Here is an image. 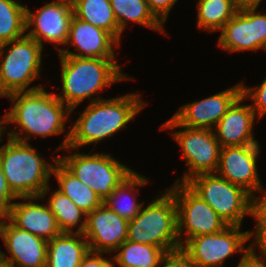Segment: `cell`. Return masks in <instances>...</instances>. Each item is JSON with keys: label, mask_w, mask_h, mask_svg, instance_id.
Segmentation results:
<instances>
[{"label": "cell", "mask_w": 266, "mask_h": 267, "mask_svg": "<svg viewBox=\"0 0 266 267\" xmlns=\"http://www.w3.org/2000/svg\"><path fill=\"white\" fill-rule=\"evenodd\" d=\"M139 96L128 93L107 100L92 98L58 149L75 150L83 145L97 144L126 128L125 125L146 106Z\"/></svg>", "instance_id": "cell-1"}, {"label": "cell", "mask_w": 266, "mask_h": 267, "mask_svg": "<svg viewBox=\"0 0 266 267\" xmlns=\"http://www.w3.org/2000/svg\"><path fill=\"white\" fill-rule=\"evenodd\" d=\"M6 97L13 102L6 114V122L16 123L20 131H11L8 138L29 143L31 135L47 137L65 131V122L71 110L64 107L66 105L56 94L47 93L42 87L34 91L15 92ZM23 131L25 137H22Z\"/></svg>", "instance_id": "cell-2"}, {"label": "cell", "mask_w": 266, "mask_h": 267, "mask_svg": "<svg viewBox=\"0 0 266 267\" xmlns=\"http://www.w3.org/2000/svg\"><path fill=\"white\" fill-rule=\"evenodd\" d=\"M60 59L63 94L57 97L71 112L87 97L127 79L115 59L72 56H60Z\"/></svg>", "instance_id": "cell-3"}, {"label": "cell", "mask_w": 266, "mask_h": 267, "mask_svg": "<svg viewBox=\"0 0 266 267\" xmlns=\"http://www.w3.org/2000/svg\"><path fill=\"white\" fill-rule=\"evenodd\" d=\"M30 144L8 138L0 147V163L7 185L16 197L45 198L53 164L44 162Z\"/></svg>", "instance_id": "cell-4"}, {"label": "cell", "mask_w": 266, "mask_h": 267, "mask_svg": "<svg viewBox=\"0 0 266 267\" xmlns=\"http://www.w3.org/2000/svg\"><path fill=\"white\" fill-rule=\"evenodd\" d=\"M127 240L150 244L165 252L181 248L177 205L169 190L147 207H141L140 212L129 221Z\"/></svg>", "instance_id": "cell-5"}, {"label": "cell", "mask_w": 266, "mask_h": 267, "mask_svg": "<svg viewBox=\"0 0 266 267\" xmlns=\"http://www.w3.org/2000/svg\"><path fill=\"white\" fill-rule=\"evenodd\" d=\"M8 45L10 47L6 48ZM43 48L27 35L0 45V58L4 55L0 62V97L42 88L33 86L26 89L40 76Z\"/></svg>", "instance_id": "cell-6"}, {"label": "cell", "mask_w": 266, "mask_h": 267, "mask_svg": "<svg viewBox=\"0 0 266 267\" xmlns=\"http://www.w3.org/2000/svg\"><path fill=\"white\" fill-rule=\"evenodd\" d=\"M186 184L228 225L241 226L243 217L251 215L252 194L218 174H198Z\"/></svg>", "instance_id": "cell-7"}, {"label": "cell", "mask_w": 266, "mask_h": 267, "mask_svg": "<svg viewBox=\"0 0 266 267\" xmlns=\"http://www.w3.org/2000/svg\"><path fill=\"white\" fill-rule=\"evenodd\" d=\"M58 160L104 201L132 172L109 154L74 153Z\"/></svg>", "instance_id": "cell-8"}, {"label": "cell", "mask_w": 266, "mask_h": 267, "mask_svg": "<svg viewBox=\"0 0 266 267\" xmlns=\"http://www.w3.org/2000/svg\"><path fill=\"white\" fill-rule=\"evenodd\" d=\"M183 128L172 132L174 139L182 149L183 157L189 168L183 179L176 182L186 183L192 177L203 173H216L221 145L217 141L212 129L188 128L179 124L173 117L165 122L161 129Z\"/></svg>", "instance_id": "cell-9"}, {"label": "cell", "mask_w": 266, "mask_h": 267, "mask_svg": "<svg viewBox=\"0 0 266 267\" xmlns=\"http://www.w3.org/2000/svg\"><path fill=\"white\" fill-rule=\"evenodd\" d=\"M169 191L174 195L177 205L179 239L183 230L187 234L186 240L180 241L181 247L190 238L220 232L228 226L186 183L175 182Z\"/></svg>", "instance_id": "cell-10"}, {"label": "cell", "mask_w": 266, "mask_h": 267, "mask_svg": "<svg viewBox=\"0 0 266 267\" xmlns=\"http://www.w3.org/2000/svg\"><path fill=\"white\" fill-rule=\"evenodd\" d=\"M240 227L228 225L220 232L190 238L181 248L194 267H223L234 252L243 254L248 250L244 244L249 241V231L240 232Z\"/></svg>", "instance_id": "cell-11"}, {"label": "cell", "mask_w": 266, "mask_h": 267, "mask_svg": "<svg viewBox=\"0 0 266 267\" xmlns=\"http://www.w3.org/2000/svg\"><path fill=\"white\" fill-rule=\"evenodd\" d=\"M239 9L221 29L218 45L229 52L266 50V13ZM258 12V13H257Z\"/></svg>", "instance_id": "cell-12"}, {"label": "cell", "mask_w": 266, "mask_h": 267, "mask_svg": "<svg viewBox=\"0 0 266 267\" xmlns=\"http://www.w3.org/2000/svg\"><path fill=\"white\" fill-rule=\"evenodd\" d=\"M259 152V145L221 147L216 174L251 194L262 192L256 165Z\"/></svg>", "instance_id": "cell-13"}, {"label": "cell", "mask_w": 266, "mask_h": 267, "mask_svg": "<svg viewBox=\"0 0 266 267\" xmlns=\"http://www.w3.org/2000/svg\"><path fill=\"white\" fill-rule=\"evenodd\" d=\"M129 222L120 217L104 203L86 216L83 232L89 249L94 252L110 253L127 240Z\"/></svg>", "instance_id": "cell-14"}, {"label": "cell", "mask_w": 266, "mask_h": 267, "mask_svg": "<svg viewBox=\"0 0 266 267\" xmlns=\"http://www.w3.org/2000/svg\"><path fill=\"white\" fill-rule=\"evenodd\" d=\"M8 221V224H7ZM1 237L11 257L0 250L1 261L12 267H46L48 241L21 230L6 218L1 227Z\"/></svg>", "instance_id": "cell-15"}, {"label": "cell", "mask_w": 266, "mask_h": 267, "mask_svg": "<svg viewBox=\"0 0 266 267\" xmlns=\"http://www.w3.org/2000/svg\"><path fill=\"white\" fill-rule=\"evenodd\" d=\"M239 96H241V83L200 101L185 104L172 117L188 128L213 130L214 125L216 126Z\"/></svg>", "instance_id": "cell-16"}, {"label": "cell", "mask_w": 266, "mask_h": 267, "mask_svg": "<svg viewBox=\"0 0 266 267\" xmlns=\"http://www.w3.org/2000/svg\"><path fill=\"white\" fill-rule=\"evenodd\" d=\"M36 11L33 13L26 8V30L35 25L26 35L42 47L44 40L66 45L74 10L67 5L49 2Z\"/></svg>", "instance_id": "cell-17"}, {"label": "cell", "mask_w": 266, "mask_h": 267, "mask_svg": "<svg viewBox=\"0 0 266 267\" xmlns=\"http://www.w3.org/2000/svg\"><path fill=\"white\" fill-rule=\"evenodd\" d=\"M72 44L78 53L58 48L60 56L115 59L114 48L120 43L107 31L72 17L66 45Z\"/></svg>", "instance_id": "cell-18"}, {"label": "cell", "mask_w": 266, "mask_h": 267, "mask_svg": "<svg viewBox=\"0 0 266 267\" xmlns=\"http://www.w3.org/2000/svg\"><path fill=\"white\" fill-rule=\"evenodd\" d=\"M244 99L239 96L213 129L221 147L259 145L252 129L257 116L250 105L240 104Z\"/></svg>", "instance_id": "cell-19"}, {"label": "cell", "mask_w": 266, "mask_h": 267, "mask_svg": "<svg viewBox=\"0 0 266 267\" xmlns=\"http://www.w3.org/2000/svg\"><path fill=\"white\" fill-rule=\"evenodd\" d=\"M37 198L21 197L28 201L14 202L6 212V218L17 228L49 241L62 232L49 207L32 201Z\"/></svg>", "instance_id": "cell-20"}, {"label": "cell", "mask_w": 266, "mask_h": 267, "mask_svg": "<svg viewBox=\"0 0 266 267\" xmlns=\"http://www.w3.org/2000/svg\"><path fill=\"white\" fill-rule=\"evenodd\" d=\"M89 250L83 234L61 233L48 241L46 267H79Z\"/></svg>", "instance_id": "cell-21"}, {"label": "cell", "mask_w": 266, "mask_h": 267, "mask_svg": "<svg viewBox=\"0 0 266 267\" xmlns=\"http://www.w3.org/2000/svg\"><path fill=\"white\" fill-rule=\"evenodd\" d=\"M52 174L56 176L59 183L58 190L69 197L86 214L103 203L91 187L77 179L58 159L54 162Z\"/></svg>", "instance_id": "cell-22"}, {"label": "cell", "mask_w": 266, "mask_h": 267, "mask_svg": "<svg viewBox=\"0 0 266 267\" xmlns=\"http://www.w3.org/2000/svg\"><path fill=\"white\" fill-rule=\"evenodd\" d=\"M148 182L149 181L144 176L133 171L115 188L103 203L129 222L140 212L141 207L144 205L143 202H136L137 199L132 193H135L133 191H135L137 186H143ZM127 198L131 200L128 202L124 201L127 200Z\"/></svg>", "instance_id": "cell-23"}, {"label": "cell", "mask_w": 266, "mask_h": 267, "mask_svg": "<svg viewBox=\"0 0 266 267\" xmlns=\"http://www.w3.org/2000/svg\"><path fill=\"white\" fill-rule=\"evenodd\" d=\"M73 10L76 18L109 32L120 43L122 32L110 0H78Z\"/></svg>", "instance_id": "cell-24"}, {"label": "cell", "mask_w": 266, "mask_h": 267, "mask_svg": "<svg viewBox=\"0 0 266 267\" xmlns=\"http://www.w3.org/2000/svg\"><path fill=\"white\" fill-rule=\"evenodd\" d=\"M119 30L122 32L127 21L149 27L157 32L164 31L163 23L154 15L146 0H110Z\"/></svg>", "instance_id": "cell-25"}, {"label": "cell", "mask_w": 266, "mask_h": 267, "mask_svg": "<svg viewBox=\"0 0 266 267\" xmlns=\"http://www.w3.org/2000/svg\"><path fill=\"white\" fill-rule=\"evenodd\" d=\"M117 252L111 259L120 267H158L166 253L159 247L129 240L124 241Z\"/></svg>", "instance_id": "cell-26"}, {"label": "cell", "mask_w": 266, "mask_h": 267, "mask_svg": "<svg viewBox=\"0 0 266 267\" xmlns=\"http://www.w3.org/2000/svg\"><path fill=\"white\" fill-rule=\"evenodd\" d=\"M52 196L47 203L50 211L56 218L59 229L62 233H80L83 234L86 227L87 214L74 204L69 197L59 190L52 192ZM85 216L84 221L79 222ZM73 226H78L76 231L72 230Z\"/></svg>", "instance_id": "cell-27"}, {"label": "cell", "mask_w": 266, "mask_h": 267, "mask_svg": "<svg viewBox=\"0 0 266 267\" xmlns=\"http://www.w3.org/2000/svg\"><path fill=\"white\" fill-rule=\"evenodd\" d=\"M197 24L201 29L221 30L239 10L234 0H199Z\"/></svg>", "instance_id": "cell-28"}, {"label": "cell", "mask_w": 266, "mask_h": 267, "mask_svg": "<svg viewBox=\"0 0 266 267\" xmlns=\"http://www.w3.org/2000/svg\"><path fill=\"white\" fill-rule=\"evenodd\" d=\"M19 0H0V45L25 36L26 6Z\"/></svg>", "instance_id": "cell-29"}, {"label": "cell", "mask_w": 266, "mask_h": 267, "mask_svg": "<svg viewBox=\"0 0 266 267\" xmlns=\"http://www.w3.org/2000/svg\"><path fill=\"white\" fill-rule=\"evenodd\" d=\"M241 95L245 99L250 97L252 101H254V103L250 104V106L255 112L256 116L259 115V119L266 114V78L259 87H246L241 82Z\"/></svg>", "instance_id": "cell-30"}, {"label": "cell", "mask_w": 266, "mask_h": 267, "mask_svg": "<svg viewBox=\"0 0 266 267\" xmlns=\"http://www.w3.org/2000/svg\"><path fill=\"white\" fill-rule=\"evenodd\" d=\"M162 264H164L162 267H194L190 256L182 248L166 252L158 267Z\"/></svg>", "instance_id": "cell-31"}, {"label": "cell", "mask_w": 266, "mask_h": 267, "mask_svg": "<svg viewBox=\"0 0 266 267\" xmlns=\"http://www.w3.org/2000/svg\"><path fill=\"white\" fill-rule=\"evenodd\" d=\"M177 1L178 0H146L151 11L162 23L166 21L169 12Z\"/></svg>", "instance_id": "cell-32"}, {"label": "cell", "mask_w": 266, "mask_h": 267, "mask_svg": "<svg viewBox=\"0 0 266 267\" xmlns=\"http://www.w3.org/2000/svg\"><path fill=\"white\" fill-rule=\"evenodd\" d=\"M15 199H21V197H16L9 189L0 163V210L6 213L13 204L11 201Z\"/></svg>", "instance_id": "cell-33"}, {"label": "cell", "mask_w": 266, "mask_h": 267, "mask_svg": "<svg viewBox=\"0 0 266 267\" xmlns=\"http://www.w3.org/2000/svg\"><path fill=\"white\" fill-rule=\"evenodd\" d=\"M103 254L89 250L79 267H114V263L110 259H105Z\"/></svg>", "instance_id": "cell-34"}, {"label": "cell", "mask_w": 266, "mask_h": 267, "mask_svg": "<svg viewBox=\"0 0 266 267\" xmlns=\"http://www.w3.org/2000/svg\"><path fill=\"white\" fill-rule=\"evenodd\" d=\"M254 246V244L248 246V250L242 255L237 267H266V259L257 256Z\"/></svg>", "instance_id": "cell-35"}, {"label": "cell", "mask_w": 266, "mask_h": 267, "mask_svg": "<svg viewBox=\"0 0 266 267\" xmlns=\"http://www.w3.org/2000/svg\"><path fill=\"white\" fill-rule=\"evenodd\" d=\"M264 193L260 199L255 197V193L252 194L251 216L257 219L256 224H266V192Z\"/></svg>", "instance_id": "cell-36"}, {"label": "cell", "mask_w": 266, "mask_h": 267, "mask_svg": "<svg viewBox=\"0 0 266 267\" xmlns=\"http://www.w3.org/2000/svg\"><path fill=\"white\" fill-rule=\"evenodd\" d=\"M256 231L254 232H248L249 239H251L252 236L255 238L254 244L258 245L259 248V257L266 259V224H256ZM255 234V235H254Z\"/></svg>", "instance_id": "cell-37"}, {"label": "cell", "mask_w": 266, "mask_h": 267, "mask_svg": "<svg viewBox=\"0 0 266 267\" xmlns=\"http://www.w3.org/2000/svg\"><path fill=\"white\" fill-rule=\"evenodd\" d=\"M262 0H234V3L238 9L244 8H258Z\"/></svg>", "instance_id": "cell-38"}, {"label": "cell", "mask_w": 266, "mask_h": 267, "mask_svg": "<svg viewBox=\"0 0 266 267\" xmlns=\"http://www.w3.org/2000/svg\"><path fill=\"white\" fill-rule=\"evenodd\" d=\"M78 0H57L54 3L60 4V5H67L69 8L74 9Z\"/></svg>", "instance_id": "cell-39"}, {"label": "cell", "mask_w": 266, "mask_h": 267, "mask_svg": "<svg viewBox=\"0 0 266 267\" xmlns=\"http://www.w3.org/2000/svg\"><path fill=\"white\" fill-rule=\"evenodd\" d=\"M6 114L5 117L3 119H0V142L3 141L1 140L2 138V134L7 130L3 125H6Z\"/></svg>", "instance_id": "cell-40"}, {"label": "cell", "mask_w": 266, "mask_h": 267, "mask_svg": "<svg viewBox=\"0 0 266 267\" xmlns=\"http://www.w3.org/2000/svg\"><path fill=\"white\" fill-rule=\"evenodd\" d=\"M0 234H1V227H2V223H3V220L6 219V213L2 210H0ZM3 219V220H2Z\"/></svg>", "instance_id": "cell-41"}, {"label": "cell", "mask_w": 266, "mask_h": 267, "mask_svg": "<svg viewBox=\"0 0 266 267\" xmlns=\"http://www.w3.org/2000/svg\"><path fill=\"white\" fill-rule=\"evenodd\" d=\"M0 267H12L11 265H9L6 262L0 261Z\"/></svg>", "instance_id": "cell-42"}]
</instances>
